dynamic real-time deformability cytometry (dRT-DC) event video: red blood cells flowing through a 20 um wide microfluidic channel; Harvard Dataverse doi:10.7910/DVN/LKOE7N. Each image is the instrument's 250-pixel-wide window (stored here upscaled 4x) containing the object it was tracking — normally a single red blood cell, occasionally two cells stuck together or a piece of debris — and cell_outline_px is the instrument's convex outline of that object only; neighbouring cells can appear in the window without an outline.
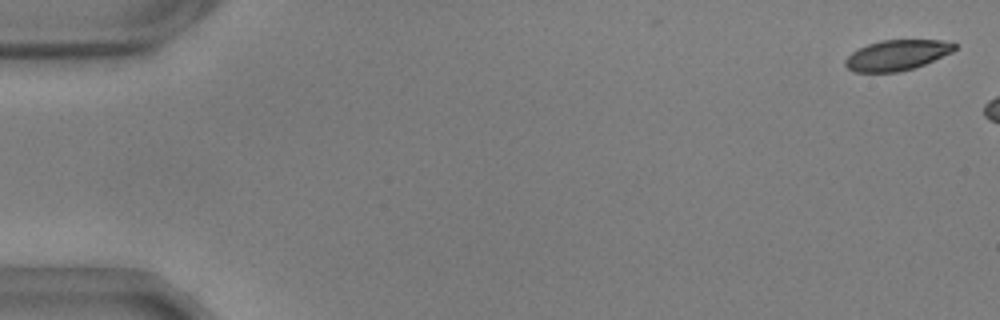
{"species": "common noctule bat (a hibernating species)", "species_latin": "Nyctalus noctula", "temperature_condition": "warm", "stored_images_in_passage": 6, "camera_frame_rate_fps": 3000, "um_per_image_px": 0.085, "animal": {"sex": "male", "body_mass_g": 17.9, "forearm_length_mm": 54.2}, "frame": {"image": 1, "passage_image": 1, "time_ms": 0.0, "image_size_px": [1000, 320], "cell_outline_px": [[956, 48], [952, 52], [924, 64], [912, 68], [896, 72], [852, 72], [844, 64], [844, 60], [852, 52], [868, 44], [880, 40], [940, 40], [956, 44]], "centroid_in_image_um": [76.2, 4.69], "position_along_channel_um": 8.8, "area_um2": 19.19}}